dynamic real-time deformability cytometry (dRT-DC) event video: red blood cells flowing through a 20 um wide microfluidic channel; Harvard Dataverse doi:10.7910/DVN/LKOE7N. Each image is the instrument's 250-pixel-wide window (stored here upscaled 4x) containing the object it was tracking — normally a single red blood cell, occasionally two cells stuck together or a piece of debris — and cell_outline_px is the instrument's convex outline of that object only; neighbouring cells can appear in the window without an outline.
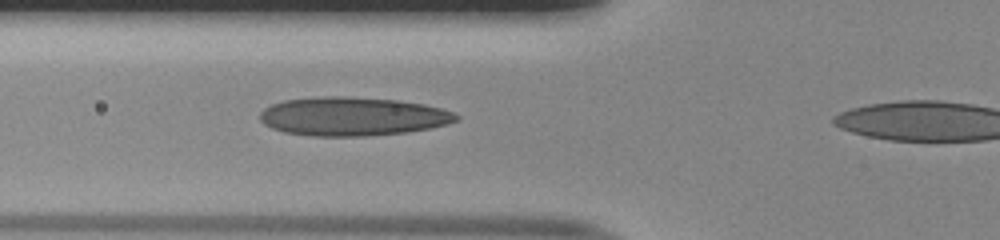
{"species": "human", "species_latin": "Homo sapiens", "temperature_condition": "room temperature", "stored_images_in_passage": 33, "camera_frame_rate_fps": 3000, "um_per_image_px": 0.085, "donor": {"sex": "male"}, "frame": {"image": 1, "passage_image": 7, "time_ms": 2.0, "image_size_px": [1000, 240], "cell_outline_px": [[460, 116], [456, 120], [448, 124], [432, 128], [408, 132], [368, 136], [312, 136], [284, 132], [272, 128], [264, 124], [260, 120], [260, 112], [264, 108], [272, 104], [284, 100], [324, 96], [348, 96], [400, 100], [424, 104], [456, 112]], "centroid_in_image_um": [29.99, 9.89], "position_along_channel_um": 95.8, "area_um2": 44.62}}
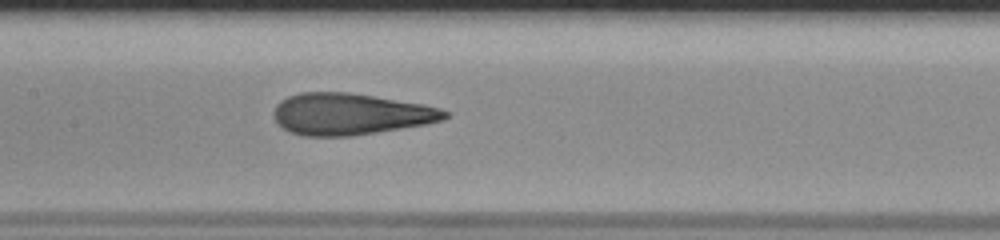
{"frame": {"image": 2, "passage_image": 13, "time_ms": 4.0, "image_size_px": [1000, 240], "cell_outline_px": [[448, 116], [444, 120], [424, 124], [352, 136], [304, 136], [288, 132], [272, 116], [272, 112], [276, 104], [280, 100], [288, 96], [300, 92], [348, 92], [424, 104], [440, 108], [448, 112]], "centroid_in_image_um": [29.74, 9.69], "position_along_channel_um": 177.7, "area_um2": 41.44}}
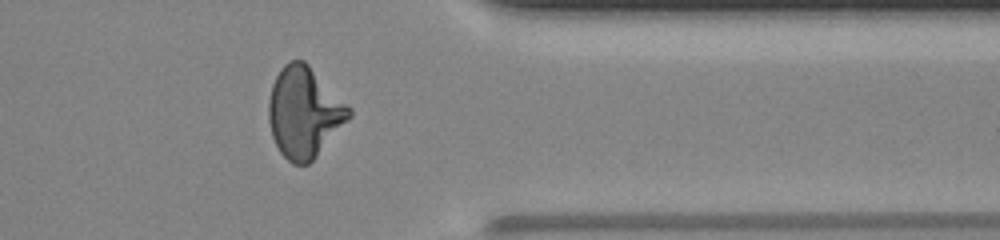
{"frame": {"image": 3, "passage_image": 29, "time_ms": 9.333, "image_size_px": [1000, 240], "cell_outline_px": [[352, 116], [316, 156], [308, 164], [292, 164], [280, 152], [272, 136], [268, 120], [268, 100], [272, 84], [280, 68], [288, 60], [304, 60], [352, 108]], "centroid_in_image_um": [25.84, 9.53], "position_along_channel_um": 385.6, "area_um2": 42.48}, "authors_computed_cell_mechanics": {"area_um2": 41.4426, "velocity_mm_per_s": 4.0642, "shape_relaxation_time_tau1_ms": 8.8801, "shape_relaxation_time_tau2_ms": 0.9233, "deformation_change_tau1": 0.3165, "deformation_change_tau2": 0.095}}